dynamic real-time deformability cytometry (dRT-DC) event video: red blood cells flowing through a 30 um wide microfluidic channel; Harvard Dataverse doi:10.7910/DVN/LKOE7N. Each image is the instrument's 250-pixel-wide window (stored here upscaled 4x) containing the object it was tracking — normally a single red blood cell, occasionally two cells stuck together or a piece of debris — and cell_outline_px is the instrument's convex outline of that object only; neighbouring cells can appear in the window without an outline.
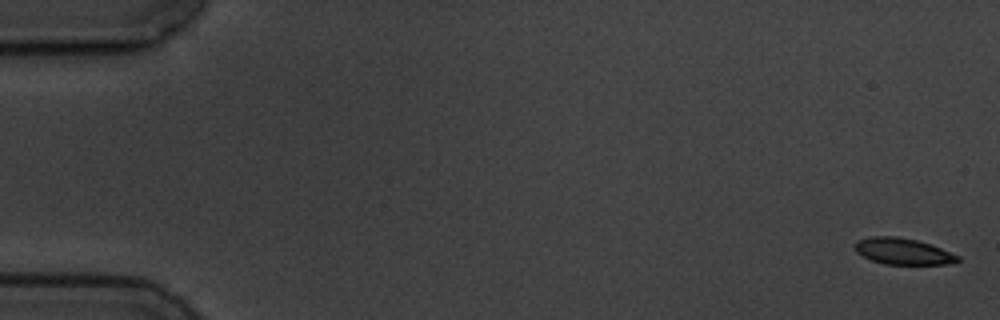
{"species": "common noctule bat (a hibernating species)", "species_latin": "Nyctalus noctula", "temperature_condition": "cold", "stored_images_in_passage": 5, "camera_frame_rate_fps": 3000, "um_per_image_px": 0.085, "animal": {"sex": "male", "body_mass_g": 19.5, "forearm_length_mm": 54.6}, "frame": {"image": 1, "passage_image": 1, "time_ms": 0.0, "image_size_px": [1000, 320], "cell_outline_px": [[960, 260], [944, 264], [884, 264], [872, 260], [856, 252], [856, 240], [872, 236], [900, 236], [916, 240], [940, 248], [960, 256]], "centroid_in_image_um": [76.73, 21.35], "position_along_channel_um": 8.3, "area_um2": 15.55}}
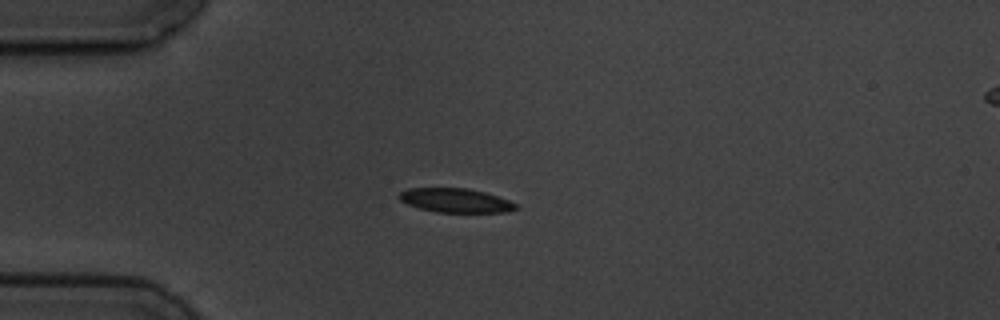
{"frame": {"image": 2, "passage_image": 5, "time_ms": 4.667, "image_size_px": [1000, 320], "cell_outline_px": [[520, 208], [508, 212], [436, 212], [420, 208], [408, 204], [400, 200], [400, 192], [408, 188], [468, 188], [484, 192], [508, 200], [516, 204]], "centroid_in_image_um": [38.75, 17.04], "position_along_channel_um": 46.3, "area_um2": 16.24}}